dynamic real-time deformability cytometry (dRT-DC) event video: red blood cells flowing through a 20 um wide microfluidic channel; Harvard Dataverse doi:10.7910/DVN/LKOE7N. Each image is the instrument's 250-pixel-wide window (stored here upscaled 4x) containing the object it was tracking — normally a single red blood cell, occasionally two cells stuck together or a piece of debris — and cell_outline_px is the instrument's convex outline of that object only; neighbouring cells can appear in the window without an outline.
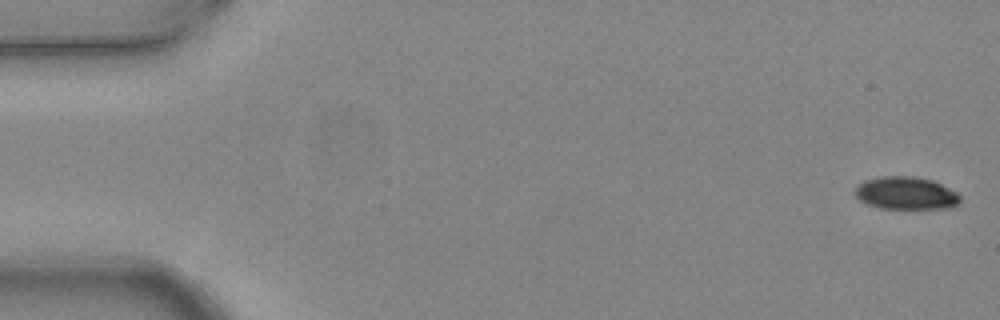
{"species": "common noctule bat (a hibernating species)", "species_latin": "Nyctalus noctula", "temperature_condition": "warm", "stored_images_in_passage": 5, "camera_frame_rate_fps": 3000, "um_per_image_px": 0.085, "animal": {"sex": "female", "body_mass_g": 24.6, "forearm_length_mm": 56.2}, "frame": {"image": 1, "passage_image": 1, "time_ms": 0.0, "image_size_px": [1000, 320], "cell_outline_px": [[960, 200], [956, 204], [948, 208], [880, 208], [864, 204], [856, 196], [856, 188], [864, 180], [880, 176], [916, 176], [932, 180], [956, 192], [960, 196]], "centroid_in_image_um": [76.97, 16.41], "position_along_channel_um": 8.0, "area_um2": 19.88}}
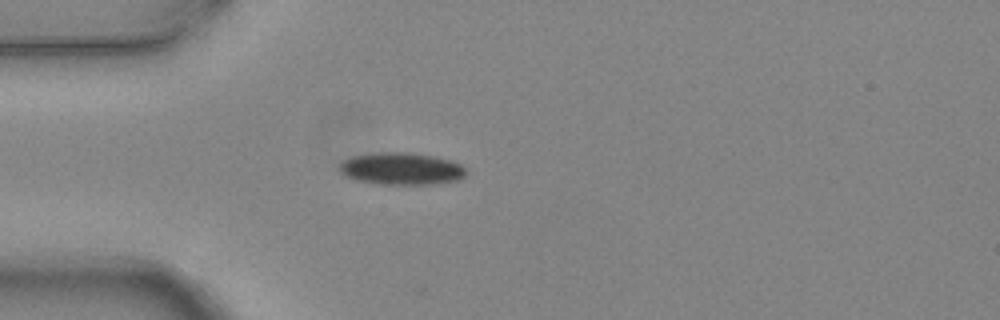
{"frame": {"image": 2, "passage_image": 5, "time_ms": 1.333, "image_size_px": [1000, 320], "cell_outline_px": [[468, 172], [464, 176], [456, 180], [428, 184], [380, 184], [356, 180], [340, 172], [340, 164], [344, 160], [352, 156], [380, 152], [408, 152], [436, 156], [452, 160], [460, 164]], "centroid_in_image_um": [34.14, 14.33], "position_along_channel_um": 50.9, "area_um2": 23.64}}